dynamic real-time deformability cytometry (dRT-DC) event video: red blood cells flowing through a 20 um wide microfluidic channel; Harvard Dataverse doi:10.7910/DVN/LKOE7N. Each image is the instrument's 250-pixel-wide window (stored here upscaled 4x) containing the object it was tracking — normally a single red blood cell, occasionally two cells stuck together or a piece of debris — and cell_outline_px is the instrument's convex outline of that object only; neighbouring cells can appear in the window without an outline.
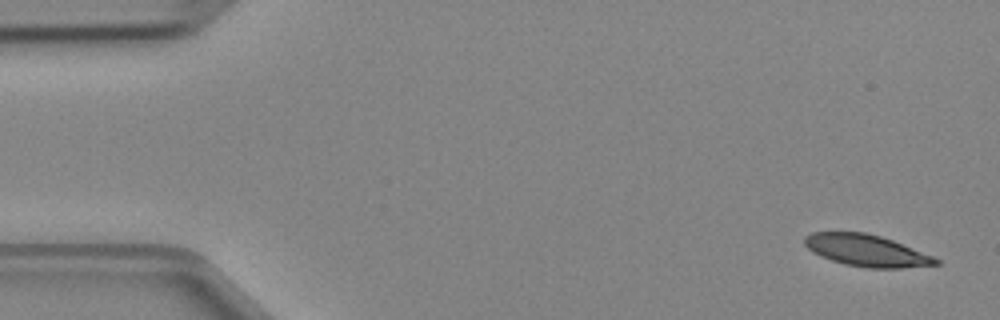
{"species": "Egyptian fruit bat (a non-hibernating species)", "species_latin": "Rousettus aegyptiacus", "temperature_condition": "cold", "stored_images_in_passage": 4, "camera_frame_rate_fps": 3000, "um_per_image_px": 0.085, "animal": {"sex": "female"}, "frame": {"image": 1, "passage_image": 1, "time_ms": 0.0, "image_size_px": [1000, 320], "cell_outline_px": [[940, 264], [900, 268], [868, 268], [844, 264], [820, 256], [812, 252], [804, 244], [804, 236], [812, 232], [864, 232], [880, 236], [892, 240], [932, 256], [940, 260]], "centroid_in_image_um": [73.61, 21.29], "position_along_channel_um": 11.4, "area_um2": 24.1}}
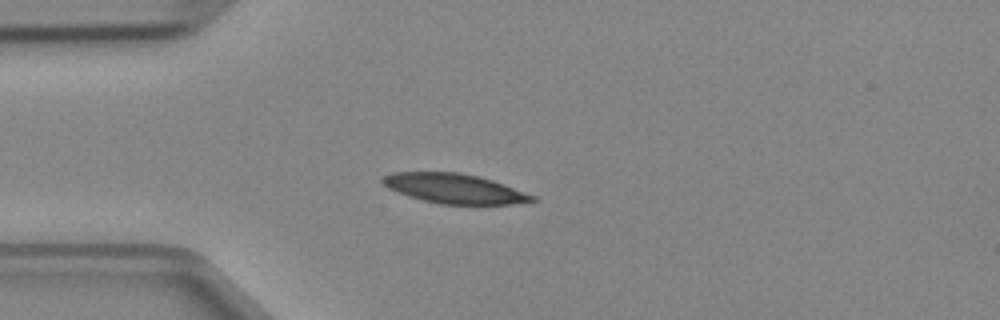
{"frame": {"image": 2, "passage_image": 3, "time_ms": 0.667, "image_size_px": [1000, 320], "cell_outline_px": [[536, 200], [512, 204], [440, 204], [424, 200], [396, 192], [388, 188], [380, 180], [384, 176], [392, 172], [460, 172], [480, 176], [504, 184], [536, 196]], "centroid_in_image_um": [38.62, 16.02], "position_along_channel_um": 46.4, "area_um2": 25.78}}